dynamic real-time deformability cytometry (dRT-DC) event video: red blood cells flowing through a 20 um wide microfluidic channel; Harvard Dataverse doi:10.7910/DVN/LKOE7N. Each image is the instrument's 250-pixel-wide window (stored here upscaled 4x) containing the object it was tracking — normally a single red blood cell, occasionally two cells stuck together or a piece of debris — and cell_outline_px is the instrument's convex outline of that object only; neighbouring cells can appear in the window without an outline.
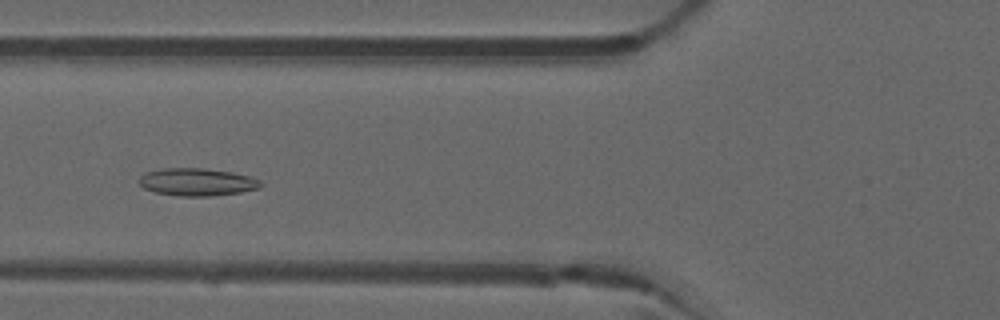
{"species": "common noctule bat (a hibernating species)", "species_latin": "Nyctalus noctula", "temperature_condition": "warm", "stored_images_in_passage": 44, "camera_frame_rate_fps": 3000, "um_per_image_px": 0.085, "animal": {"sex": "male", "forearm_length_mm": 52.5}, "frame": {"image": 1, "passage_image": 12, "time_ms": 3.667, "image_size_px": [1000, 320], "cell_outline_px": [[264, 184], [260, 188], [240, 192], [212, 196], [180, 196], [156, 192], [144, 188], [136, 180], [140, 176], [148, 172], [164, 168], [204, 168], [232, 172], [252, 176], [260, 180]], "centroid_in_image_um": [16.78, 15.47], "position_along_channel_um": 109.0, "area_um2": 19.65}}
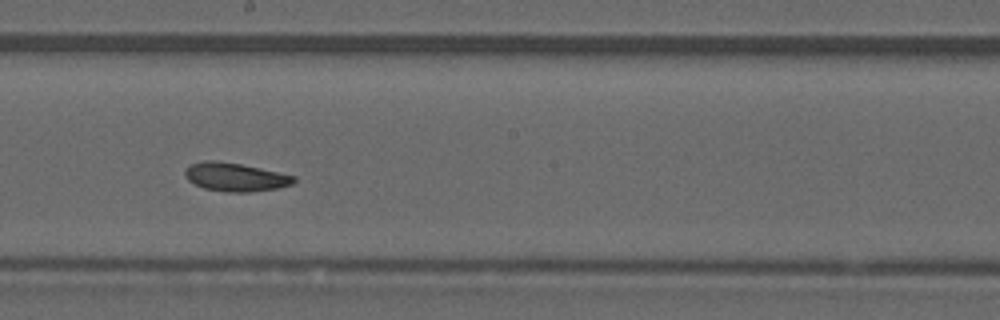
{"frame": {"image": 2, "passage_image": 21, "time_ms": 6.667, "image_size_px": [1000, 320], "cell_outline_px": [[296, 180], [292, 184], [276, 188], [248, 192], [228, 192], [204, 188], [188, 180], [184, 172], [192, 164], [208, 160], [216, 160], [240, 164], [260, 168], [296, 176]], "centroid_in_image_um": [20.02, 15.05], "position_along_channel_um": 228.2, "area_um2": 17.74}}
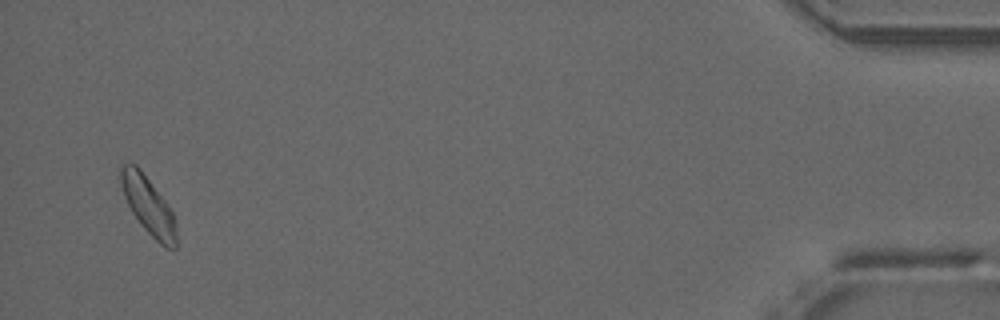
{"frame": {"image": 3, "passage_image": 42, "time_ms": 13.667, "image_size_px": [1000, 320], "cell_outline_px": [[176, 248], [168, 248], [160, 244], [140, 224], [132, 212], [124, 196], [120, 184], [120, 168], [124, 164], [136, 164], [140, 168], [164, 200], [172, 212], [176, 224]], "centroid_in_image_um": [12.59, 17.47], "position_along_channel_um": 422.6, "area_um2": 18.32}}